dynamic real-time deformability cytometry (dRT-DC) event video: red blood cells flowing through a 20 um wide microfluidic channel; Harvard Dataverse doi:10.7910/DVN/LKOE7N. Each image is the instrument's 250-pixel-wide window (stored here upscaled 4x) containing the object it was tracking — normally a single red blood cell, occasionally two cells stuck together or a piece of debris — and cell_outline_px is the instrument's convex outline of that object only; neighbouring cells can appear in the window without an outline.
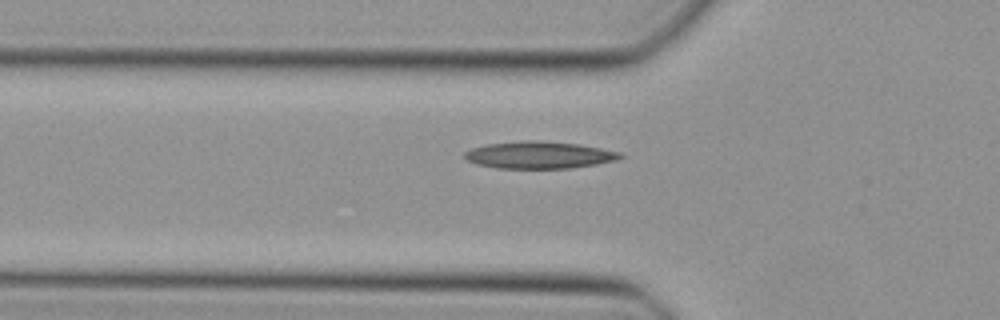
{"species": "Egyptian fruit bat (a non-hibernating species)", "species_latin": "Rousettus aegyptiacus", "temperature_condition": "cold", "stored_images_in_passage": 33, "camera_frame_rate_fps": 3000, "um_per_image_px": 0.085, "animal": {"sex": "female"}, "frame": {"image": 1, "passage_image": 3, "time_ms": 0.667, "image_size_px": [1000, 320], "cell_outline_px": [[624, 156], [616, 160], [596, 164], [572, 168], [496, 168], [476, 164], [468, 160], [464, 156], [464, 152], [472, 148], [484, 144], [524, 140], [540, 140], [580, 144], [620, 152]], "centroid_in_image_um": [45.81, 13.16], "position_along_channel_um": 80.0, "area_um2": 24.68}}
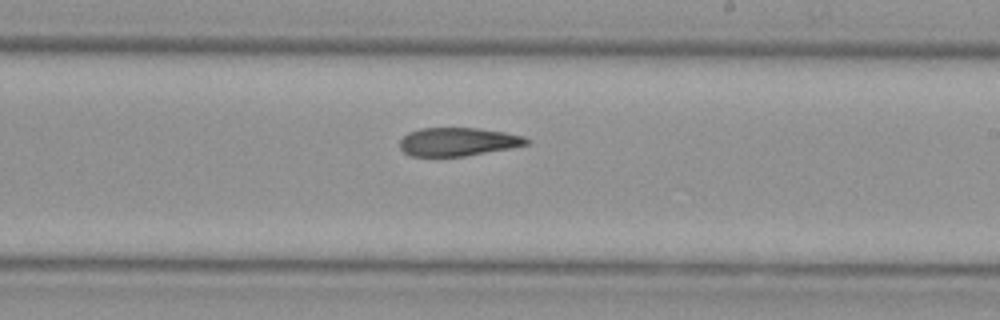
{"frame": {"image": 2, "passage_image": 15, "time_ms": 4.667, "image_size_px": [1000, 320], "cell_outline_px": [[532, 140], [528, 144], [508, 148], [464, 156], [412, 156], [404, 152], [400, 148], [400, 140], [408, 132], [420, 128], [476, 128], [504, 132], [524, 136]], "centroid_in_image_um": [38.91, 12.04], "position_along_channel_um": 250.1, "area_um2": 20.81}}
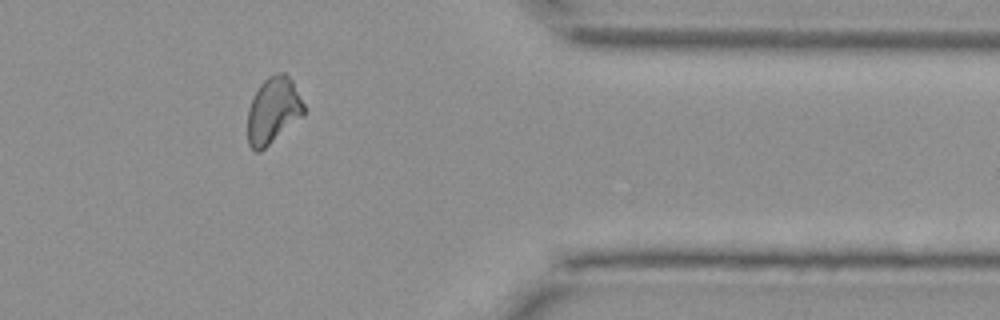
{"frame": {"image": 3, "passage_image": 26, "time_ms": 8.333, "image_size_px": [1000, 320], "cell_outline_px": [[304, 116], [260, 152], [256, 152], [248, 144], [248, 108], [260, 84], [268, 76], [276, 72], [284, 72], [292, 80], [304, 104]], "centroid_in_image_um": [23.23, 9.39], "position_along_channel_um": 388.2, "area_um2": 21.79}}